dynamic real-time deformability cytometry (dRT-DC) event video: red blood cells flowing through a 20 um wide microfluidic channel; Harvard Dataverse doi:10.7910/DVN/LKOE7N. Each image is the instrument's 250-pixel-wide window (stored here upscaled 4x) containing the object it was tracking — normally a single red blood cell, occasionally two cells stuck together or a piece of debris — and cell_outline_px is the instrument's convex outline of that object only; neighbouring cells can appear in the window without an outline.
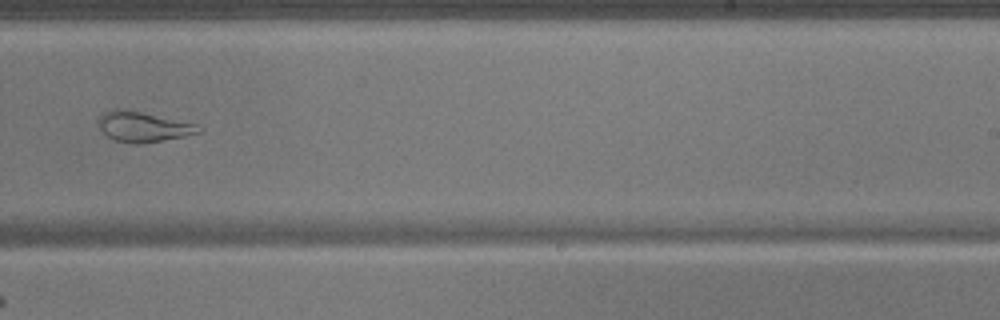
{"species": "common noctule bat (a hibernating species)", "species_latin": "Nyctalus noctula", "temperature_condition": "warm", "stored_images_in_passage": 33, "camera_frame_rate_fps": 3000, "um_per_image_px": 0.085, "animal": {"sex": "male", "body_mass_g": 17.9}, "frame": {"image": 1, "passage_image": 19, "time_ms": 6.0, "image_size_px": [1000, 320], "cell_outline_px": [[200, 132], [184, 136], [160, 140], [116, 140], [108, 136], [96, 124], [96, 120], [104, 112], [112, 108], [120, 108], [140, 112], [196, 124]], "centroid_in_image_um": [12.08, 10.7], "position_along_channel_um": 276.9, "area_um2": 16.53}}
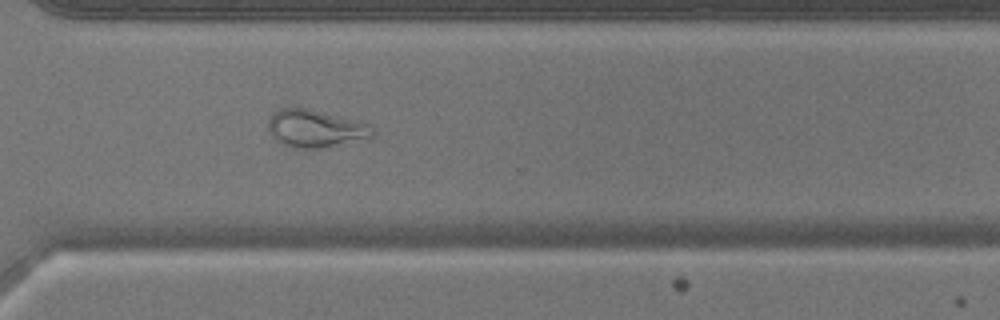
{"frame": {"image": 2, "passage_image": 24, "time_ms": 7.667, "image_size_px": [1000, 320], "cell_outline_px": [[376, 132], [372, 136], [320, 148], [292, 148], [280, 144], [272, 136], [268, 128], [268, 120], [280, 108], [308, 108], [368, 124]], "centroid_in_image_um": [26.74, 10.93], "position_along_channel_um": 343.9, "area_um2": 22.31}}
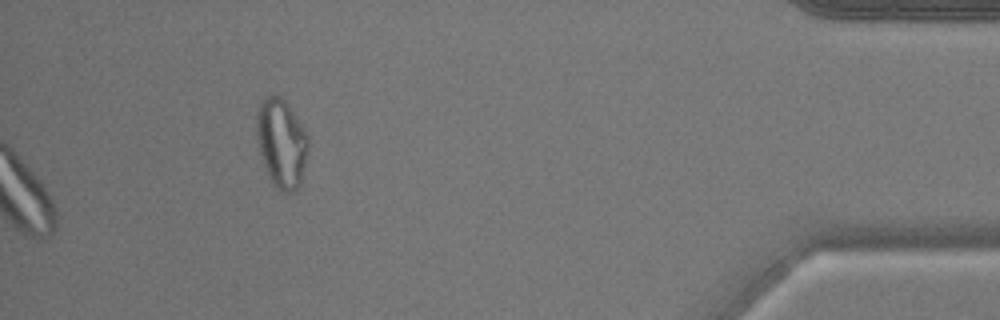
{"frame": {"image": 3, "passage_image": 33, "time_ms": 10.667, "image_size_px": [1000, 320], "cell_outline_px": [[308, 140], [304, 164], [300, 184], [292, 192], [284, 192], [272, 180], [264, 164], [260, 152], [256, 136], [256, 112], [264, 96], [272, 92], [280, 96], [288, 104], [308, 136]], "centroid_in_image_um": [23.89, 12.06], "position_along_channel_um": 411.3, "area_um2": 26.18}}